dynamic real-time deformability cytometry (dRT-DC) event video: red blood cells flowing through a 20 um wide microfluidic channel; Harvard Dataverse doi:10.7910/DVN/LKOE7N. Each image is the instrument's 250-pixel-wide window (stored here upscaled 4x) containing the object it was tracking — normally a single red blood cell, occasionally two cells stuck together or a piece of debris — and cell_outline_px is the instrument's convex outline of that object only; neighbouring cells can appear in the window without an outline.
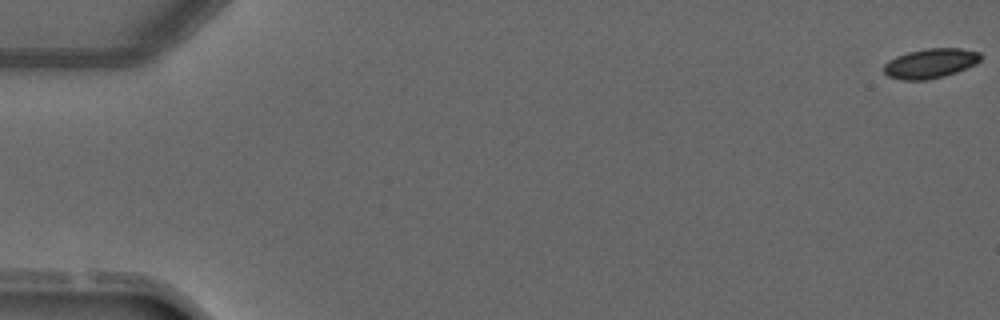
{"species": "common noctule bat (a hibernating species)", "species_latin": "Nyctalus noctula", "temperature_condition": "warm", "stored_images_in_passage": 3, "camera_frame_rate_fps": 3000, "um_per_image_px": 0.085, "animal": {"sex": "male", "forearm_length_mm": 52.5}, "frame": {"image": 1, "passage_image": 1, "time_ms": 0.0, "image_size_px": [1000, 320], "cell_outline_px": [[984, 56], [976, 64], [956, 72], [944, 76], [928, 80], [904, 80], [888, 76], [884, 72], [884, 64], [888, 60], [896, 56], [908, 52], [928, 48], [960, 48], [980, 52]], "centroid_in_image_um": [79.11, 5.38], "position_along_channel_um": 5.9, "area_um2": 16.82}}